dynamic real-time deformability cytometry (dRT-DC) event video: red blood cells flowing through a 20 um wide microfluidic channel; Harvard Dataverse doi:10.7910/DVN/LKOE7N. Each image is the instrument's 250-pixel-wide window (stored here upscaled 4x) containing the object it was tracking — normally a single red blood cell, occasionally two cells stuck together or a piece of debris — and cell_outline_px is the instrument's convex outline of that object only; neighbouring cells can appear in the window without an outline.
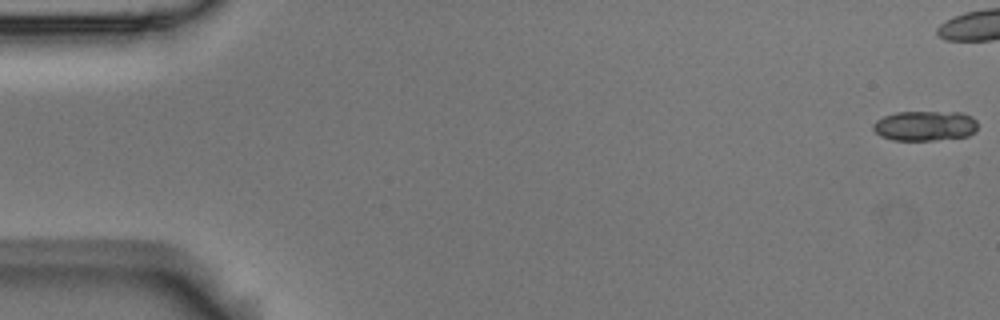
{"species": "Egyptian fruit bat (a non-hibernating species)", "species_latin": "Rousettus aegyptiacus", "temperature_condition": "room temperature", "stored_images_in_passage": 10, "camera_frame_rate_fps": 3000, "um_per_image_px": 0.085, "animal": {"sex": "male"}, "frame": {"image": 1, "passage_image": 1, "time_ms": 0.0, "image_size_px": [1000, 320], "cell_outline_px": [[976, 132], [968, 136], [936, 140], [892, 140], [880, 136], [872, 128], [872, 124], [876, 120], [884, 116], [896, 112], [960, 112], [972, 116], [976, 120]], "centroid_in_image_um": [78.62, 10.69], "position_along_channel_um": 6.4, "area_um2": 18.44}}